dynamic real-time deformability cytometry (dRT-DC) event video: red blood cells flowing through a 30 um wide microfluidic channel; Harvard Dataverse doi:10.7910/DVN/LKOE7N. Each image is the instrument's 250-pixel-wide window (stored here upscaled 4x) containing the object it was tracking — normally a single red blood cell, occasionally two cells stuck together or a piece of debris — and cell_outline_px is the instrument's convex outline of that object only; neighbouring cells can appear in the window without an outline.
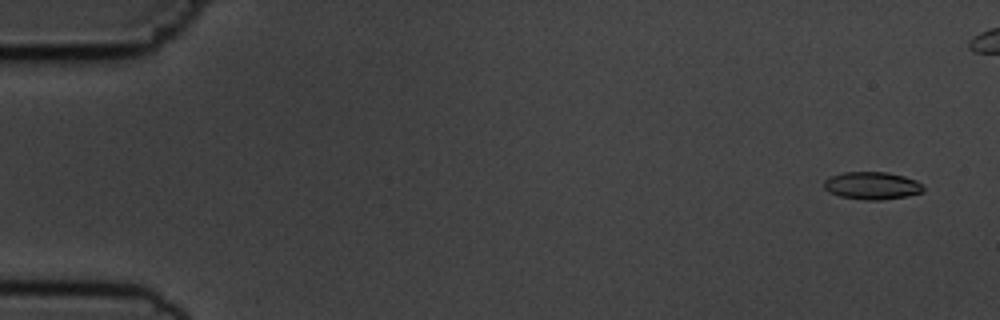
{"species": "common noctule bat (a hibernating species)", "species_latin": "Nyctalus noctula", "temperature_condition": "cold", "stored_images_in_passage": 50, "camera_frame_rate_fps": 3000, "um_per_image_px": 0.085, "animal": {"sex": "male", "body_mass_g": 19.5, "forearm_length_mm": 54.6}, "frame": {"image": 1, "passage_image": 3, "time_ms": 0.667, "image_size_px": [1000, 320], "cell_outline_px": [[924, 192], [908, 196], [880, 200], [864, 200], [840, 196], [828, 192], [824, 188], [824, 180], [832, 176], [844, 172], [888, 172], [904, 176], [916, 180], [924, 184]], "centroid_in_image_um": [74.16, 15.78], "position_along_channel_um": 10.8, "area_um2": 16.13}}
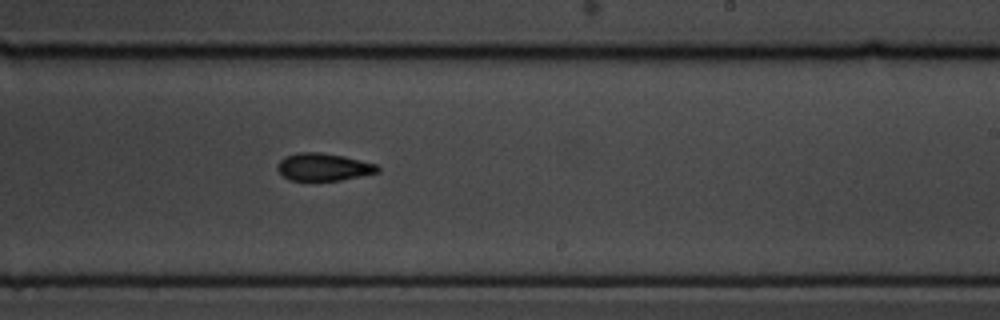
{"frame": {"image": 2, "passage_image": 34, "time_ms": 11.0, "image_size_px": [1000, 320], "cell_outline_px": [[380, 172], [340, 180], [288, 180], [276, 168], [276, 164], [284, 156], [296, 152], [320, 152], [344, 156], [376, 164], [380, 168]], "centroid_in_image_um": [27.47, 14.18], "position_along_channel_um": 261.5, "area_um2": 16.13}}
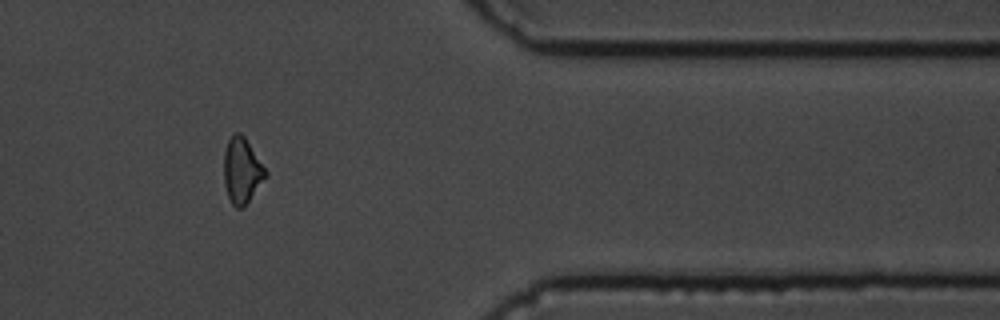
{"frame": {"image": 3, "passage_image": 46, "time_ms": 15.0, "image_size_px": [1000, 320], "cell_outline_px": [[268, 172], [244, 208], [236, 208], [232, 204], [228, 196], [224, 184], [224, 152], [228, 140], [236, 132], [240, 132], [244, 136]], "centroid_in_image_um": [20.55, 14.51], "position_along_channel_um": 390.9, "area_um2": 15.72}, "authors_computed_cell_mechanics": {"area_um2": 16.2707, "velocity_mm_per_s": 3.6936, "shape_relaxation_time_tau1_ms": 3.0054, "shape_relaxation_time_tau2_ms": 10.2321, "deformation_change_tau1": 0.0997, "deformation_change_tau2": 0.1949}}